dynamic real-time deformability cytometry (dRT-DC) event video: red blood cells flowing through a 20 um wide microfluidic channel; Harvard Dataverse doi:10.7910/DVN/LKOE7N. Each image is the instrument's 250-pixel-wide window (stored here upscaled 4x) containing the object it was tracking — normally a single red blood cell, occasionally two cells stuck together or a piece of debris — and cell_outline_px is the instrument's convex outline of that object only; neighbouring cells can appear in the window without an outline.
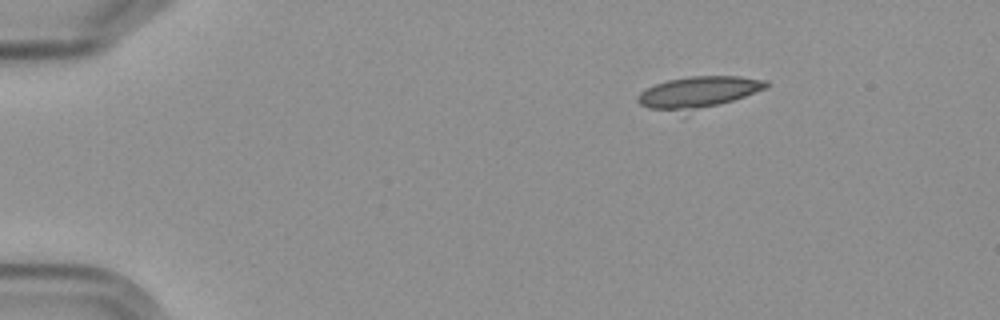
{"species": "Egyptian fruit bat (a non-hibernating species)", "species_latin": "Rousettus aegyptiacus", "temperature_condition": "cold", "stored_images_in_passage": 4, "camera_frame_rate_fps": 3000, "um_per_image_px": 0.085, "frame": {"image": 1, "passage_image": 1, "time_ms": 0.0, "image_size_px": [1000, 320], "cell_outline_px": [[768, 88], [684, 120], [640, 104], [636, 100], [636, 96], [640, 92], [656, 84], [668, 80], [688, 76], [740, 76], [768, 80]], "centroid_in_image_um": [59.34, 7.98], "position_along_channel_um": 25.7, "area_um2": 26.07}}
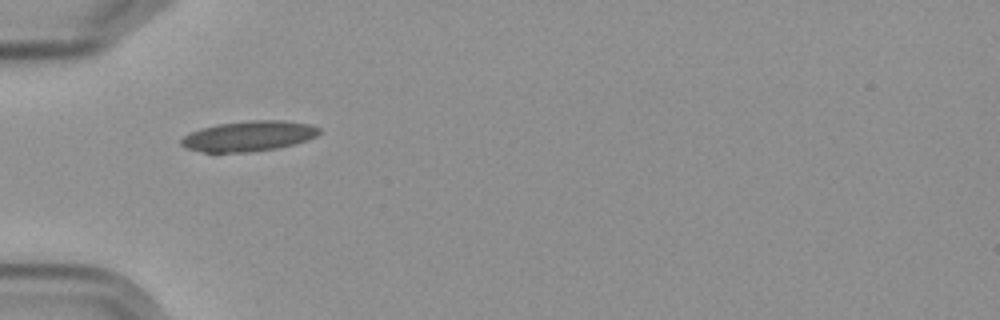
{"frame": {"image": 2, "passage_image": 4, "time_ms": 3.333, "image_size_px": [1000, 320], "cell_outline_px": [[320, 132], [316, 136], [292, 144], [276, 148], [248, 152], [204, 152], [184, 148], [180, 144], [180, 140], [184, 136], [200, 128], [216, 124], [252, 120], [284, 120], [312, 124], [320, 128]], "centroid_in_image_um": [21.12, 11.56], "position_along_channel_um": 63.9, "area_um2": 24.33}}